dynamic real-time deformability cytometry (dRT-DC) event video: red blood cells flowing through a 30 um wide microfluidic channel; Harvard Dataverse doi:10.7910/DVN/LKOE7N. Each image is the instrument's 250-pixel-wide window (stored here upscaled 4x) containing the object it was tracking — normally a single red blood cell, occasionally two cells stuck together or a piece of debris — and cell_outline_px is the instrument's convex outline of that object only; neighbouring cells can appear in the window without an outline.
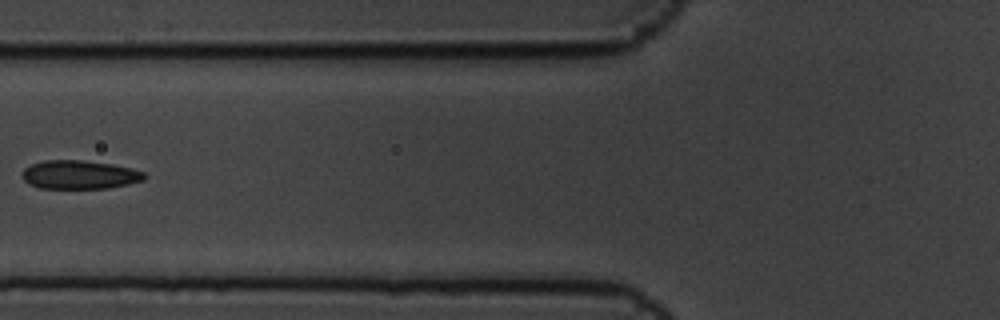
{"species": "common noctule bat (a hibernating species)", "species_latin": "Nyctalus noctula", "temperature_condition": "cold", "stored_images_in_passage": 16, "camera_frame_rate_fps": 3000, "um_per_image_px": 0.085, "animal": {"sex": "male", "body_mass_g": 19.5, "forearm_length_mm": 54.6}, "frame": {"image": 1, "passage_image": 7, "time_ms": 2.0, "image_size_px": [1000, 320], "cell_outline_px": [[148, 176], [144, 180], [128, 184], [108, 188], [40, 188], [28, 184], [20, 176], [24, 168], [32, 164], [44, 160], [84, 160], [112, 164], [132, 168], [144, 172]], "centroid_in_image_um": [6.76, 14.85], "position_along_channel_um": 119.0, "area_um2": 20.58}}
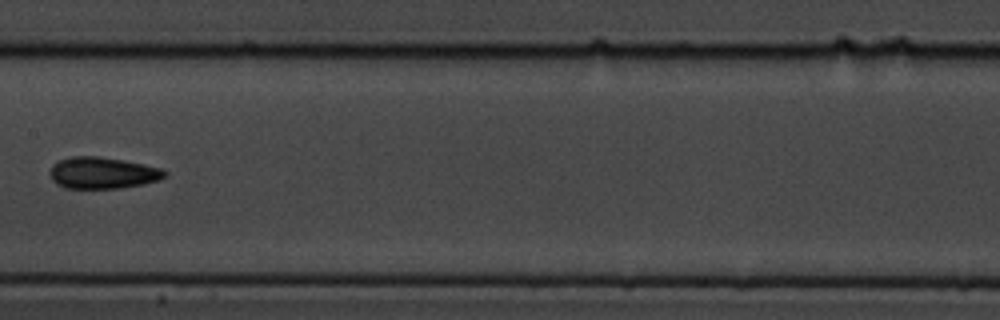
{"frame": {"image": 2, "passage_image": 9, "time_ms": 2.667, "image_size_px": [1000, 320], "cell_outline_px": [[168, 176], [144, 184], [120, 188], [64, 188], [56, 184], [52, 180], [48, 172], [52, 164], [60, 160], [72, 156], [100, 156], [124, 160], [164, 168], [168, 172]], "centroid_in_image_um": [8.72, 14.69], "position_along_channel_um": 198.7, "area_um2": 21.44}}
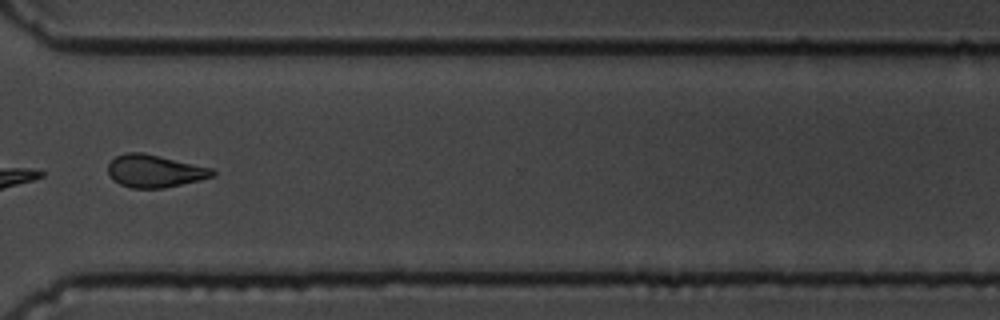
{"frame": {"image": 3, "passage_image": 13, "time_ms": 4.0, "image_size_px": [1000, 320], "cell_outline_px": [[216, 176], [200, 180], [164, 188], [132, 188], [120, 184], [112, 180], [108, 176], [108, 164], [116, 156], [128, 152], [144, 152], [212, 168], [216, 172]], "centroid_in_image_um": [13.15, 14.54], "position_along_channel_um": 357.5, "area_um2": 20.0}}